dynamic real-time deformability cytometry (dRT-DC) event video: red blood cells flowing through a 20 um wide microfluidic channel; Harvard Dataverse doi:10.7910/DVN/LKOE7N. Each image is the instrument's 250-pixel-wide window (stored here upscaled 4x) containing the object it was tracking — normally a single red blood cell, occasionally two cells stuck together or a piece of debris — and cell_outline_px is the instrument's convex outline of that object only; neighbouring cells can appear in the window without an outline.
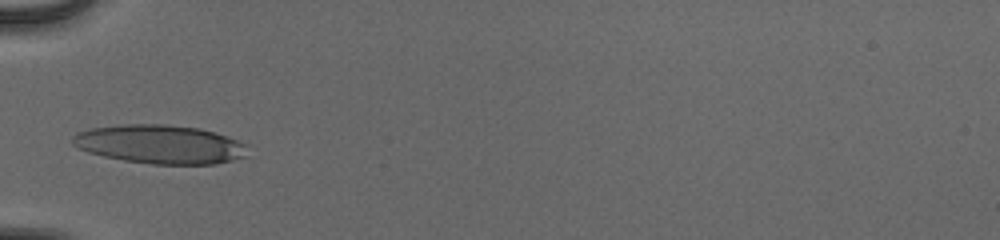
{"species": "human", "species_latin": "Homo sapiens", "temperature_condition": "cold", "stored_images_in_passage": 3, "camera_frame_rate_fps": 3000, "um_per_image_px": 0.085, "donor": {"sex": "male"}, "frame": {"image": 1, "passage_image": 1, "time_ms": 0.0, "image_size_px": [1000, 240], "cell_outline_px": [[248, 156], [216, 164], [152, 164], [124, 160], [104, 156], [88, 152], [76, 148], [72, 144], [72, 136], [76, 132], [92, 128], [120, 124], [164, 124], [200, 128], [248, 144]], "centroid_in_image_um": [13.59, 12.26], "position_along_channel_um": 71.4, "area_um2": 39.71}}